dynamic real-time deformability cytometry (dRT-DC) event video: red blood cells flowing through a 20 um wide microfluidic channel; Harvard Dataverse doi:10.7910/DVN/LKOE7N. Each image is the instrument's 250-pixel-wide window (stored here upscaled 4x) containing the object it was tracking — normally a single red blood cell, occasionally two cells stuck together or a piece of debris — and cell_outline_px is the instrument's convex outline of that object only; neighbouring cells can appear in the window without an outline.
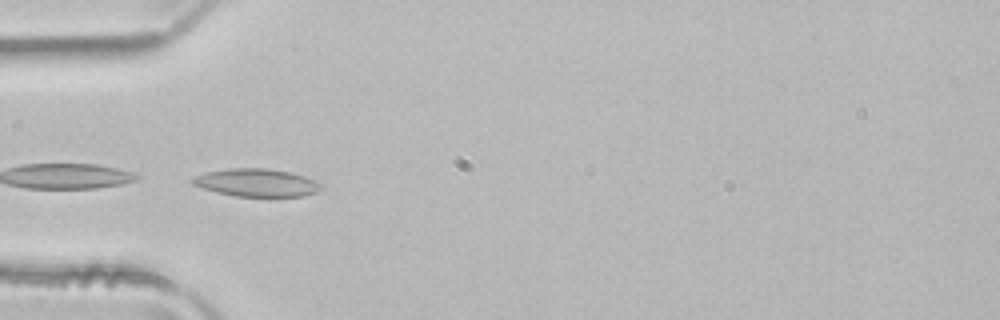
{"species": "common noctule bat (a hibernating species)", "species_latin": "Nyctalus noctula", "temperature_condition": "room temperature", "stored_images_in_passage": 5, "camera_frame_rate_fps": 3000, "um_per_image_px": 0.085, "animal": {"sex": "male", "body_mass_g": 21.5, "forearm_length_mm": 52.0}, "frame": {"image": 1, "passage_image": 4, "time_ms": 1.0, "image_size_px": [1000, 320], "cell_outline_px": [[320, 188], [316, 192], [304, 196], [236, 196], [216, 192], [192, 184], [192, 176], [204, 172], [228, 168], [268, 168], [288, 172], [304, 176], [320, 184]], "centroid_in_image_um": [21.74, 15.51], "position_along_channel_um": 63.3, "area_um2": 20.63}}
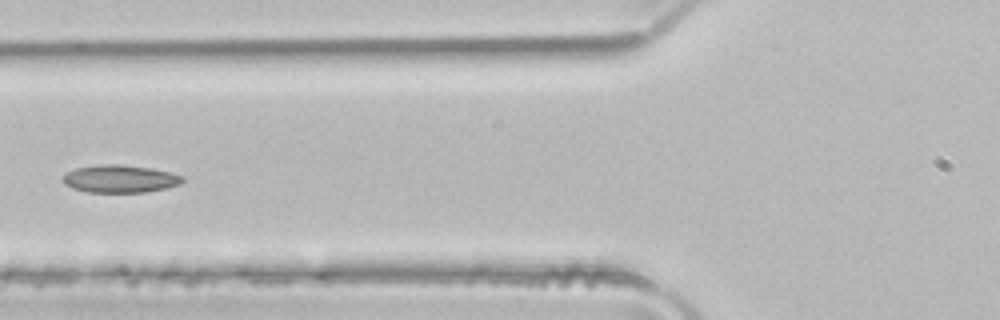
{"frame": {"image": 2, "passage_image": 5, "time_ms": 1.333, "image_size_px": [1000, 320], "cell_outline_px": [[184, 180], [176, 184], [164, 188], [144, 192], [88, 192], [72, 188], [64, 184], [64, 176], [68, 172], [76, 168], [100, 164], [120, 164], [152, 168], [184, 176]], "centroid_in_image_um": [10.18, 15.19], "position_along_channel_um": 115.6, "area_um2": 19.02}}